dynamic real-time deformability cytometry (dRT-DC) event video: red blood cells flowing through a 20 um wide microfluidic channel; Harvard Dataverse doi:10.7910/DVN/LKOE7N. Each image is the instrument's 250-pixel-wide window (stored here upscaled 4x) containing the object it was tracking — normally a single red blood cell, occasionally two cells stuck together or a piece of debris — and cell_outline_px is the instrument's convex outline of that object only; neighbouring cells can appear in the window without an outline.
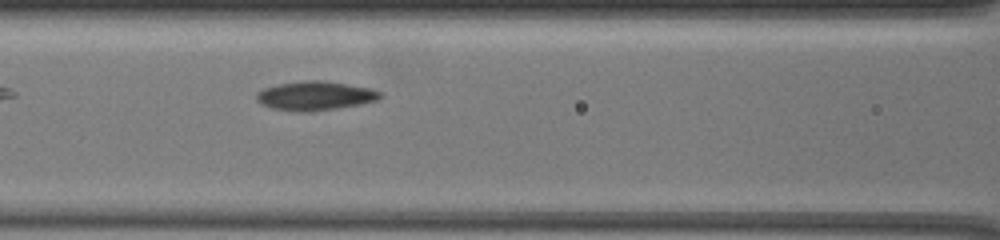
{"species": "common noctule bat (a hibernating species)", "species_latin": "Nyctalus noctula", "temperature_condition": "warm", "stored_images_in_passage": 35, "camera_frame_rate_fps": 3000, "um_per_image_px": 0.085, "animal": {"sex": "female", "body_mass_g": 19.5, "forearm_length_mm": 54.1}, "frame": {"image": 1, "passage_image": 7, "time_ms": 2.0, "image_size_px": [1000, 240], "cell_outline_px": [[384, 96], [376, 100], [360, 104], [312, 112], [300, 112], [272, 108], [256, 100], [256, 92], [264, 88], [280, 84], [304, 80], [324, 80], [372, 88], [380, 92]], "centroid_in_image_um": [26.81, 8.13], "position_along_channel_um": 139.8, "area_um2": 20.92}}
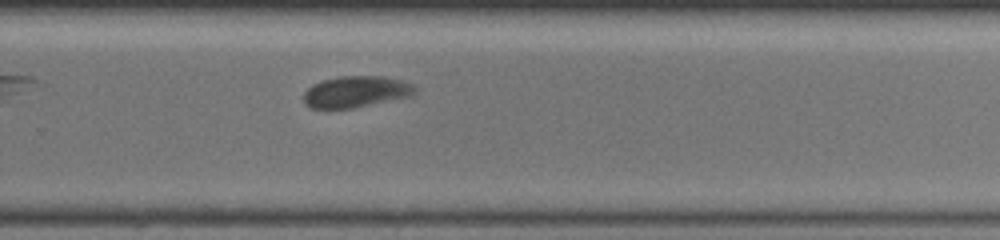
{"frame": {"image": 2, "passage_image": 22, "time_ms": 7.0, "image_size_px": [1000, 240], "cell_outline_px": [[420, 92], [412, 96], [352, 108], [312, 108], [304, 104], [304, 92], [312, 84], [320, 80], [340, 76], [384, 76], [400, 80], [412, 84]], "centroid_in_image_um": [30.27, 7.79], "position_along_channel_um": 299.5, "area_um2": 20.52}}
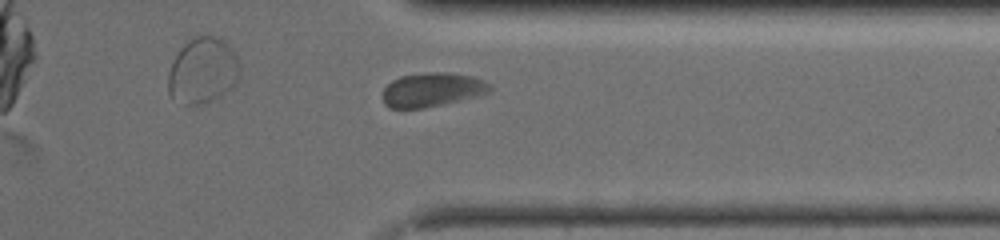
{"frame": {"image": 3, "passage_image": 29, "time_ms": 9.333, "image_size_px": [1000, 240], "cell_outline_px": [[492, 88], [488, 92], [480, 96], [444, 104], [424, 108], [388, 108], [384, 104], [384, 88], [392, 80], [400, 76], [428, 72], [444, 72], [472, 76], [484, 80], [492, 84]], "centroid_in_image_um": [36.77, 7.63], "position_along_channel_um": 374.6, "area_um2": 21.39}}